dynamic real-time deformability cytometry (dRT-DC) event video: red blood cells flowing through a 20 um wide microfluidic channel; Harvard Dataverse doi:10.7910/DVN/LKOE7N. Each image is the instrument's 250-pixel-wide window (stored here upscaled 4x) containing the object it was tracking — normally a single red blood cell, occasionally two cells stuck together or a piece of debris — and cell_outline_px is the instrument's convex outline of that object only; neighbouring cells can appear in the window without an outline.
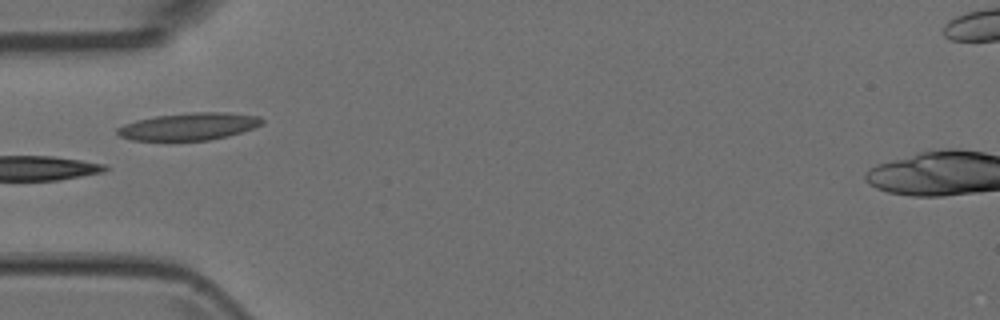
{"species": "Egyptian fruit bat (a non-hibernating species)", "species_latin": "Rousettus aegyptiacus", "temperature_condition": "room temperature", "stored_images_in_passage": 8, "camera_frame_rate_fps": 3000, "um_per_image_px": 0.085, "animal": {"sex": "female"}, "frame": {"image": 1, "passage_image": 5, "time_ms": 1.333, "image_size_px": [1000, 320], "cell_outline_px": [[264, 124], [228, 136], [208, 140], [132, 140], [120, 136], [116, 132], [116, 128], [124, 124], [136, 120], [156, 116], [192, 112], [224, 112], [260, 116], [264, 120]], "centroid_in_image_um": [16.06, 10.74], "position_along_channel_um": 68.9, "area_um2": 22.95}}
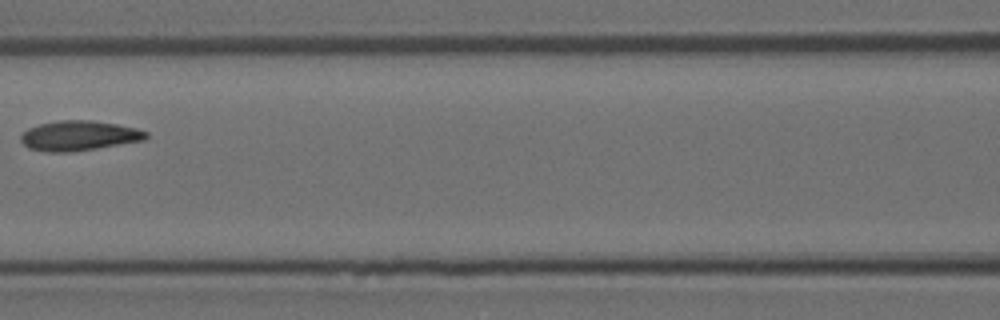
{"frame": {"image": 2, "passage_image": 7, "time_ms": 2.0, "image_size_px": [1000, 320], "cell_outline_px": [[148, 136], [144, 140], [96, 148], [68, 152], [48, 152], [28, 148], [20, 140], [20, 136], [28, 128], [40, 124], [60, 120], [92, 120], [116, 124], [136, 128], [148, 132]], "centroid_in_image_um": [6.7, 11.53], "position_along_channel_um": 159.9, "area_um2": 21.68}}
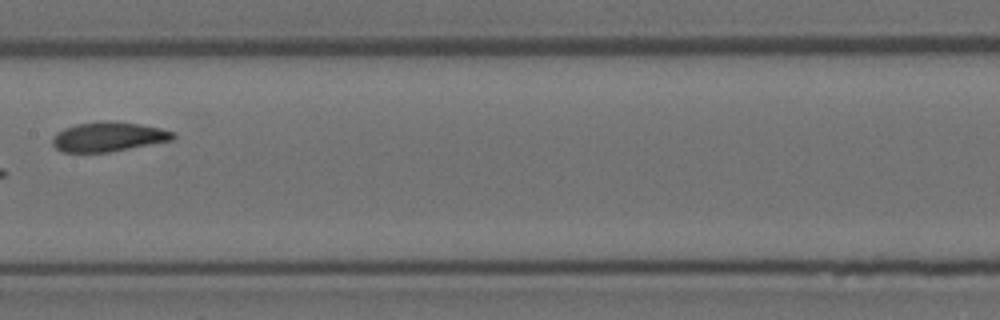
{"frame": {"image": 3, "passage_image": 8, "time_ms": 2.333, "image_size_px": [1000, 320], "cell_outline_px": [[176, 136], [172, 140], [108, 152], [64, 152], [56, 148], [52, 144], [52, 140], [56, 132], [64, 128], [76, 124], [112, 120], [116, 120], [140, 124], [160, 128], [176, 132]], "centroid_in_image_um": [9.22, 11.61], "position_along_channel_um": 198.2, "area_um2": 20.75}}